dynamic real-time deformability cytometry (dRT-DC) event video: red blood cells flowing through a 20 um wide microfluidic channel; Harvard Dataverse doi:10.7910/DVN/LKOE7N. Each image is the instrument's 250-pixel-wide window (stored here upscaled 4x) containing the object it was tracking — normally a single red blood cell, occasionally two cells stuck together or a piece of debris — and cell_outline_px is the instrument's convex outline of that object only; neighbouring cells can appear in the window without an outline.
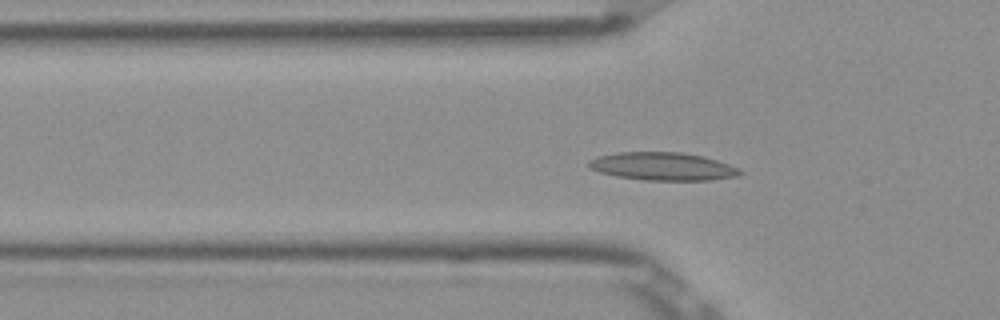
{"species": "Egyptian fruit bat (a non-hibernating species)", "species_latin": "Rousettus aegyptiacus", "temperature_condition": "room temperature", "stored_images_in_passage": 54, "camera_frame_rate_fps": 3000, "um_per_image_px": 0.085, "frame": {"image": 1, "passage_image": 18, "time_ms": 5.667, "image_size_px": [1000, 320], "cell_outline_px": [[744, 172], [736, 176], [712, 180], [644, 180], [616, 176], [600, 172], [588, 168], [588, 160], [600, 156], [620, 152], [680, 152], [704, 156], [740, 168]], "centroid_in_image_um": [56.34, 14.14], "position_along_channel_um": 69.5, "area_um2": 24.62}}
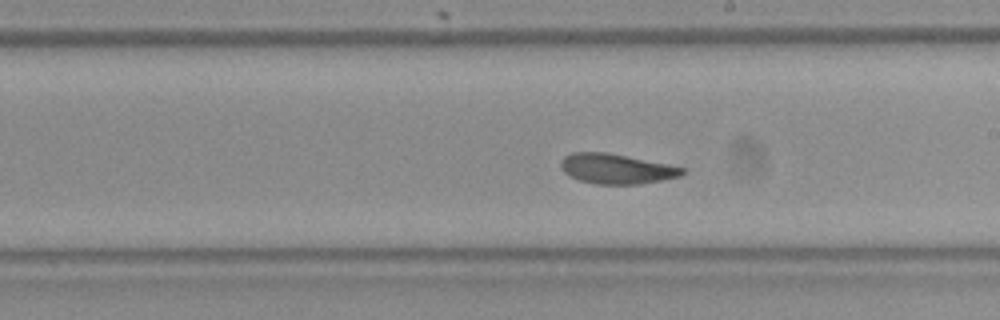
{"frame": {"image": 2, "passage_image": 31, "time_ms": 10.0, "image_size_px": [1000, 320], "cell_outline_px": [[688, 168], [680, 176], [640, 184], [596, 184], [580, 180], [564, 172], [560, 168], [560, 164], [564, 156], [572, 152], [608, 152]], "centroid_in_image_um": [52.4, 14.33], "position_along_channel_um": 236.6, "area_um2": 21.21}}
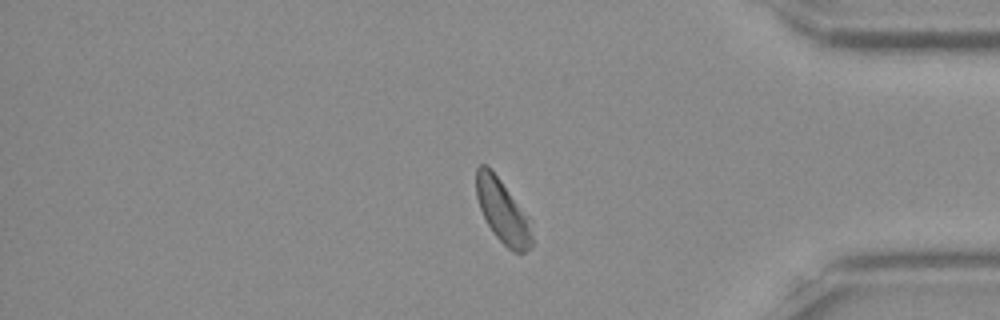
{"frame": {"image": 3, "passage_image": 45, "time_ms": 14.667, "image_size_px": [1000, 320], "cell_outline_px": [[532, 248], [524, 252], [512, 252], [492, 232], [480, 208], [476, 196], [476, 168], [480, 164], [484, 164], [500, 180], [528, 216], [532, 236]], "centroid_in_image_um": [42.72, 17.99], "position_along_channel_um": 392.5, "area_um2": 20.17}, "authors_computed_cell_mechanics": {"area_um2": 21.7617, "velocity_mm_per_s": 3.847, "shape_relaxation_time_tau1_ms": 3.2542, "shape_relaxation_time_tau2_ms": 2.1635, "deformation_change_tau1": 0.1357, "deformation_change_tau2": 0.0893}}